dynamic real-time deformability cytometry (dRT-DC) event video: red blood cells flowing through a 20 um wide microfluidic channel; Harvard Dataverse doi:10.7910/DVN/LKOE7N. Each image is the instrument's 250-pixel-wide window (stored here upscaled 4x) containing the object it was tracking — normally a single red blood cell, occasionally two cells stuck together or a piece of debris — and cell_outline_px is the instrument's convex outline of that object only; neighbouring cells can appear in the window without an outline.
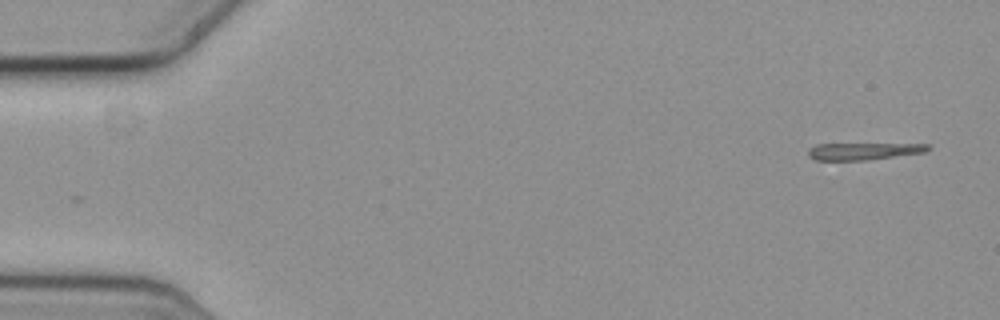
{"species": "common noctule bat (a hibernating species)", "species_latin": "Nyctalus noctula", "temperature_condition": "cold", "stored_images_in_passage": 49, "camera_frame_rate_fps": 3000, "um_per_image_px": 0.085, "animal": {"sex": "female", "body_mass_g": 19.3, "forearm_length_mm": 54.1}, "frame": {"image": 1, "passage_image": 1, "time_ms": 0.0, "image_size_px": [1000, 320], "cell_outline_px": [[928, 148], [924, 152], [864, 160], [816, 160], [808, 156], [808, 148], [816, 144], [928, 144]], "centroid_in_image_um": [73.3, 12.85], "position_along_channel_um": 11.7, "area_um2": 11.62}}
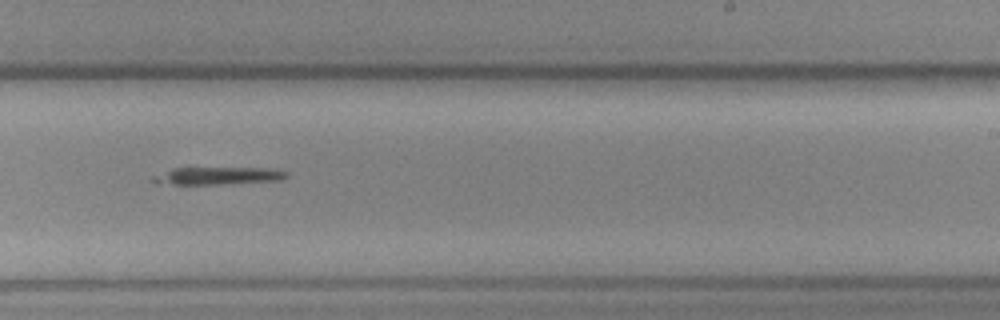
{"frame": {"image": 2, "passage_image": 33, "time_ms": 10.667, "image_size_px": [1000, 320], "cell_outline_px": [[288, 176], [280, 180], [216, 184], [156, 184], [148, 180], [152, 176], [172, 168], [272, 168], [288, 172]], "centroid_in_image_um": [18.44, 14.94], "position_along_channel_um": 270.6, "area_um2": 13.7}}
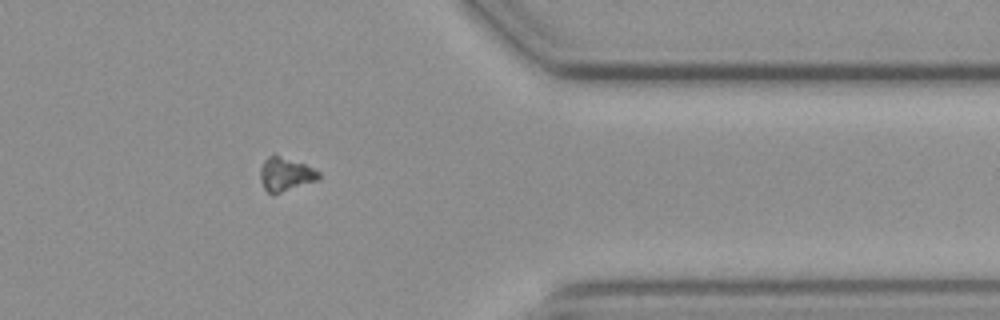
{"frame": {"image": 3, "passage_image": 44, "time_ms": 14.333, "image_size_px": [1000, 320], "cell_outline_px": [[320, 180], [272, 196], [264, 188], [260, 180], [260, 168], [264, 160], [272, 152], [304, 164], [320, 172]], "centroid_in_image_um": [24.26, 14.82], "position_along_channel_um": 387.1, "area_um2": 11.91}}